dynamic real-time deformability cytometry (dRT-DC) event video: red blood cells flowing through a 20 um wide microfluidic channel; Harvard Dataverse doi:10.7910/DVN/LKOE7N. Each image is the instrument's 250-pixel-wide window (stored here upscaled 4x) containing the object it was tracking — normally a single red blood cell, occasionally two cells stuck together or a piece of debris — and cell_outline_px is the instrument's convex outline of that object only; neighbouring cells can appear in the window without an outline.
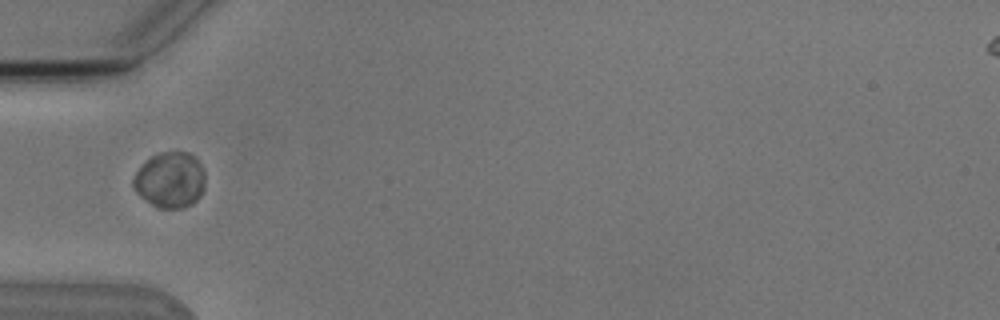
{"species": "Egyptian fruit bat (a non-hibernating species)", "species_latin": "Rousettus aegyptiacus", "temperature_condition": "cold", "stored_images_in_passage": 8, "camera_frame_rate_fps": 3000, "um_per_image_px": 0.085, "animal": {"sex": "male"}, "frame": {"image": 1, "passage_image": 3, "time_ms": 2.333, "image_size_px": [1000, 320], "cell_outline_px": [[204, 188], [200, 196], [192, 204], [184, 208], [160, 208], [144, 200], [132, 188], [132, 180], [136, 172], [152, 156], [160, 152], [188, 152], [196, 156], [204, 172]], "centroid_in_image_um": [14.46, 15.3], "position_along_channel_um": 70.5, "area_um2": 23.41}}
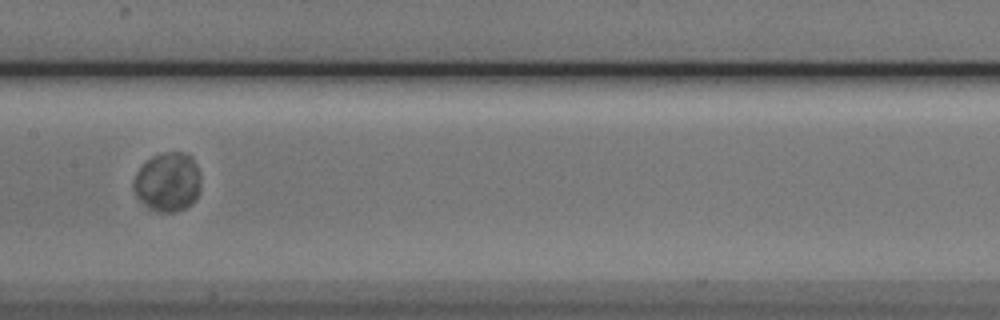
{"frame": {"image": 2, "passage_image": 6, "time_ms": 5.667, "image_size_px": [1000, 320], "cell_outline_px": [[200, 192], [196, 200], [192, 204], [176, 212], [156, 212], [136, 196], [132, 188], [132, 184], [136, 172], [152, 156], [164, 152], [180, 152], [188, 156], [192, 160], [200, 172]], "centroid_in_image_um": [14.26, 15.49], "position_along_channel_um": 193.1, "area_um2": 23.12}}
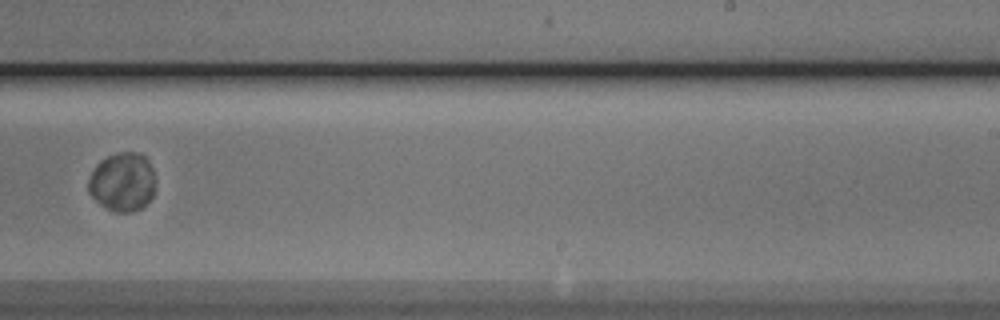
{"frame": {"image": 3, "passage_image": 8, "time_ms": 8.0, "image_size_px": [1000, 320], "cell_outline_px": [[152, 196], [140, 208], [132, 212], [116, 212], [100, 204], [88, 192], [88, 180], [96, 164], [100, 160], [108, 156], [120, 152], [136, 152], [144, 156], [148, 160], [152, 168]], "centroid_in_image_um": [10.36, 15.45], "position_along_channel_um": 278.6, "area_um2": 22.48}}